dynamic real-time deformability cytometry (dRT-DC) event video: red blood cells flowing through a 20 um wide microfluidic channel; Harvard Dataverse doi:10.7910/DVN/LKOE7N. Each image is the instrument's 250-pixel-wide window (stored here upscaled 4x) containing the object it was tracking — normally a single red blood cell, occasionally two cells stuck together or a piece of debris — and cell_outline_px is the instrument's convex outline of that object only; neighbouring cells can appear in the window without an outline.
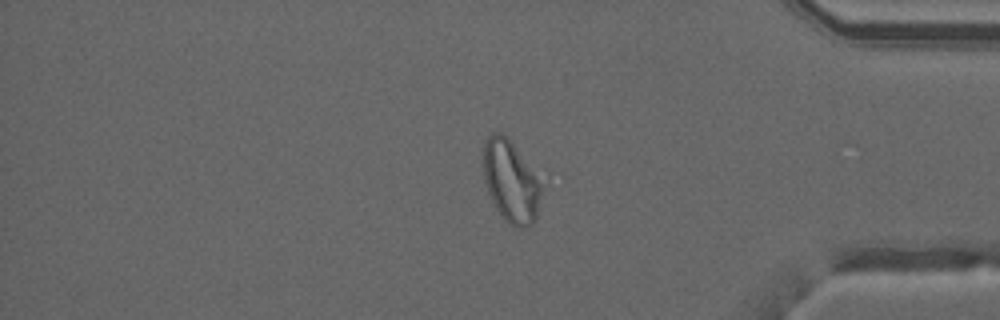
{"species": "common noctule bat (a hibernating species)", "species_latin": "Nyctalus noctula", "temperature_condition": "warm", "stored_images_in_passage": 50, "camera_frame_rate_fps": 3000, "um_per_image_px": 0.085, "animal": {"sex": "male", "forearm_length_mm": 52.5}, "frame": {"image": 1, "passage_image": 42, "time_ms": 13.667, "image_size_px": [1000, 320], "cell_outline_px": [[540, 192], [536, 216], [532, 224], [520, 228], [508, 224], [504, 220], [496, 208], [488, 192], [484, 180], [484, 140], [488, 136], [496, 132], [504, 132], [508, 136], [540, 184]], "centroid_in_image_um": [43.36, 15.41], "position_along_channel_um": 391.8, "area_um2": 26.93}, "authors_computed_cell_mechanics": {"area_um2": 28.2931, "velocity_mm_per_s": 4.1034, "shape_relaxation_time_tau1_ms": null, "shape_relaxation_time_tau2_ms": 0.981, "deformation_change_tau1": null, "deformation_change_tau2": 0.0625}}